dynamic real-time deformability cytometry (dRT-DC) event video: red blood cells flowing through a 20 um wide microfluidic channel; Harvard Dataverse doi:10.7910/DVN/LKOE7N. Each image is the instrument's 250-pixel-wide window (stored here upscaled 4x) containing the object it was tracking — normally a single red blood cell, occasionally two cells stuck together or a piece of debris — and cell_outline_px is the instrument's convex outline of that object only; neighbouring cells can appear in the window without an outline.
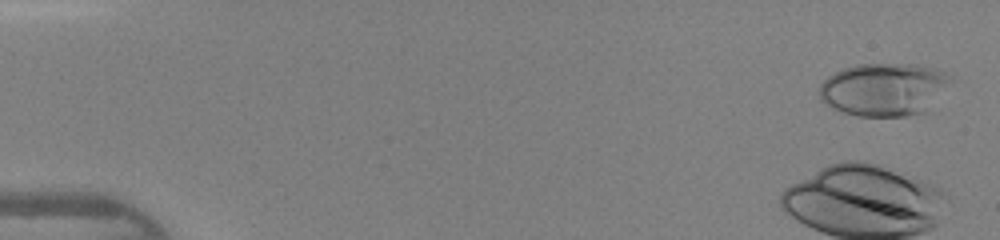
{"species": "human", "species_latin": "Homo sapiens", "temperature_condition": "warm", "stored_images_in_passage": 10, "camera_frame_rate_fps": 3000, "um_per_image_px": 0.085, "donor": {"sex": "female"}, "frame": {"image": 1, "passage_image": 1, "time_ms": 0.0, "image_size_px": [1000, 240], "cell_outline_px": [[952, 80], [928, 112], [908, 116], [856, 116], [832, 108], [824, 104], [820, 100], [820, 84], [828, 76], [844, 68], [856, 64], [916, 64], [932, 68], [944, 72], [952, 76]], "centroid_in_image_um": [75.15, 7.61], "position_along_channel_um": 9.9, "area_um2": 40.81}}